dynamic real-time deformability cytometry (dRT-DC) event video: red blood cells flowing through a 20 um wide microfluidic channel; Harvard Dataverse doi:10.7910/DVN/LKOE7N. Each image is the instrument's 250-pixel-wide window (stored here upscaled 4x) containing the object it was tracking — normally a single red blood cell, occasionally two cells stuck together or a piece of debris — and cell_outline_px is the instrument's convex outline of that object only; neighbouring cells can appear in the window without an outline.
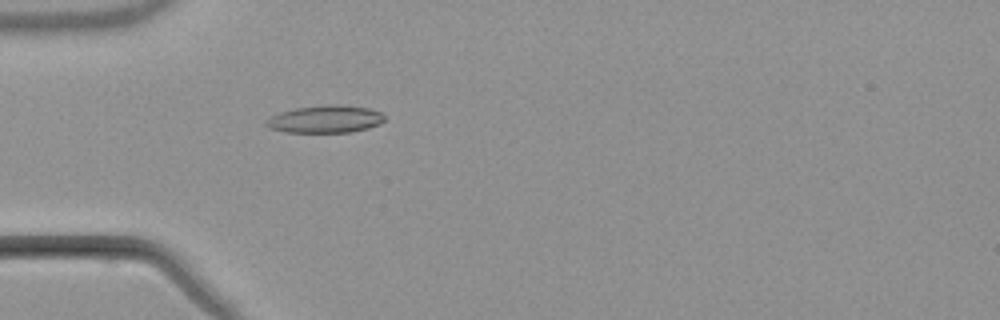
{"species": "common noctule bat (a hibernating species)", "species_latin": "Nyctalus noctula", "temperature_condition": "warm", "stored_images_in_passage": 2, "camera_frame_rate_fps": 3000, "um_per_image_px": 0.085, "animal": {"sex": "male", "body_mass_g": 21.5, "forearm_length_mm": 52.0}, "frame": {"image": 1, "passage_image": 2, "time_ms": 1.333, "image_size_px": [1000, 320], "cell_outline_px": [[384, 120], [380, 124], [368, 128], [352, 132], [284, 132], [268, 128], [264, 124], [264, 120], [280, 112], [296, 108], [328, 104], [336, 104], [368, 108], [380, 112], [384, 116]], "centroid_in_image_um": [27.62, 10.13], "position_along_channel_um": 57.4, "area_um2": 19.02}}